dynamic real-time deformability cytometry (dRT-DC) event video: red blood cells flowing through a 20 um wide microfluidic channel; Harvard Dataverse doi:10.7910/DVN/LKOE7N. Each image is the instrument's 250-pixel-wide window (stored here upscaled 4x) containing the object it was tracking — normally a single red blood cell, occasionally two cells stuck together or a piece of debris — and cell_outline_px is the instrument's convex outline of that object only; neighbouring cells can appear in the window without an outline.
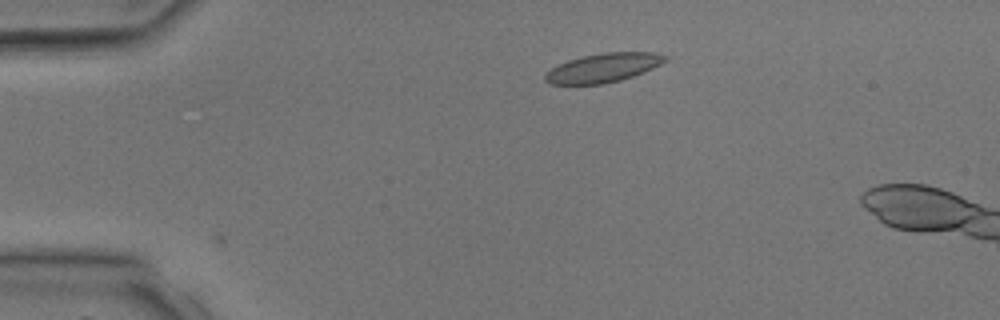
{"species": "common noctule bat (a hibernating species)", "species_latin": "Nyctalus noctula", "temperature_condition": "room temperature", "stored_images_in_passage": 3, "camera_frame_rate_fps": 3000, "um_per_image_px": 0.085, "animal": {"sex": "male", "body_mass_g": 17.9, "forearm_length_mm": 54.2}, "frame": {"image": 1, "passage_image": 2, "time_ms": 1.0, "image_size_px": [1000, 320], "cell_outline_px": [[668, 60], [644, 72], [620, 80], [604, 84], [548, 84], [544, 80], [544, 76], [552, 68], [568, 60], [584, 56], [604, 52], [652, 52], [668, 56]], "centroid_in_image_um": [51.29, 5.76], "position_along_channel_um": 33.7, "area_um2": 20.11}}